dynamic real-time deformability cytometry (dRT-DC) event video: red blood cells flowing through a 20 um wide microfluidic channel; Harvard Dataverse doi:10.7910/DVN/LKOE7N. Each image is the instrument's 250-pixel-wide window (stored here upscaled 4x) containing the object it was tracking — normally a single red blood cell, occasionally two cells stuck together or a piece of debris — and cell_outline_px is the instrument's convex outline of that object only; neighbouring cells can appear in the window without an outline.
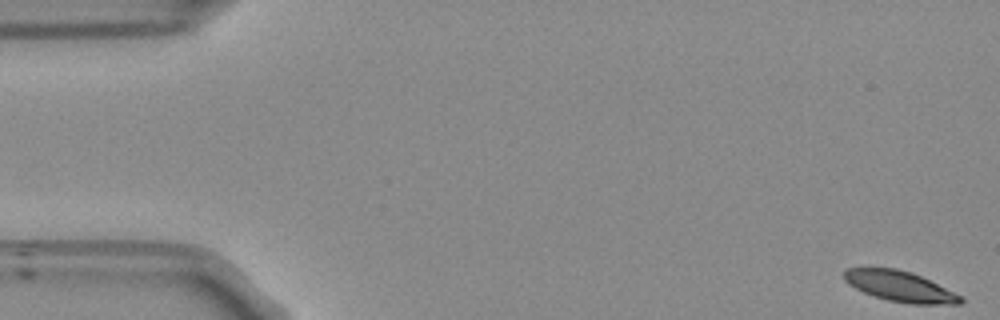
{"species": "Egyptian fruit bat (a non-hibernating species)", "species_latin": "Rousettus aegyptiacus", "temperature_condition": "room temperature", "stored_images_in_passage": 14, "camera_frame_rate_fps": 3000, "um_per_image_px": 0.085, "frame": {"image": 1, "passage_image": 1, "time_ms": 0.0, "image_size_px": [1000, 320], "cell_outline_px": [[964, 300], [960, 304], [912, 304], [888, 300], [872, 296], [848, 284], [844, 280], [844, 272], [848, 268], [896, 268], [912, 272], [960, 296]], "centroid_in_image_um": [76.45, 24.34], "position_along_channel_um": 8.6, "area_um2": 20.35}}
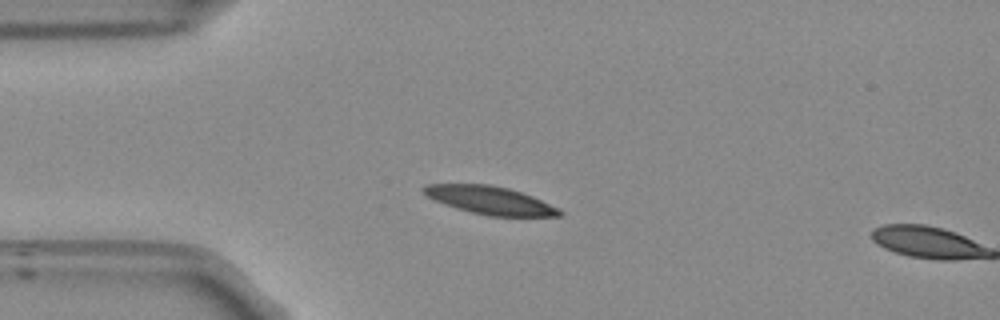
{"frame": {"image": 2, "passage_image": 13, "time_ms": 4.0, "image_size_px": [1000, 320], "cell_outline_px": [[564, 212], [560, 216], [488, 216], [456, 208], [444, 204], [428, 196], [420, 188], [424, 184], [488, 184], [508, 188], [532, 196], [560, 208]], "centroid_in_image_um": [41.67, 17.02], "position_along_channel_um": 43.3, "area_um2": 22.08}}